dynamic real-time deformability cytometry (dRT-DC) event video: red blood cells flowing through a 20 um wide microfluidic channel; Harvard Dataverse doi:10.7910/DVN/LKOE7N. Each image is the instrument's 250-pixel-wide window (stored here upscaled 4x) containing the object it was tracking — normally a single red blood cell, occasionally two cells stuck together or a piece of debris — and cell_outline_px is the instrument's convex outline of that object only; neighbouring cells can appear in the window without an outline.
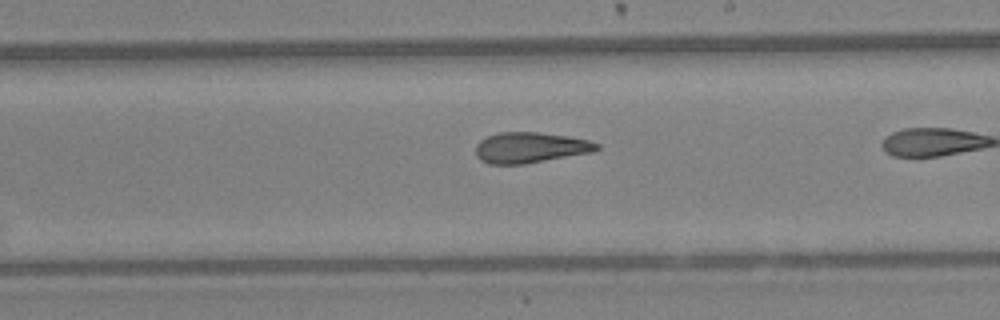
{"species": "Egyptian fruit bat (a non-hibernating species)", "species_latin": "Rousettus aegyptiacus", "temperature_condition": "warm", "stored_images_in_passage": 34, "camera_frame_rate_fps": 3000, "um_per_image_px": 0.085, "animal": {"sex": "female"}, "frame": {"image": 1, "passage_image": 25, "time_ms": 8.0, "image_size_px": [1000, 320], "cell_outline_px": [[600, 148], [592, 152], [524, 164], [488, 164], [480, 160], [476, 156], [476, 144], [480, 140], [488, 136], [500, 132], [536, 132], [568, 136], [588, 140], [600, 144]], "centroid_in_image_um": [45.05, 12.54], "position_along_channel_um": 243.9, "area_um2": 21.62}}